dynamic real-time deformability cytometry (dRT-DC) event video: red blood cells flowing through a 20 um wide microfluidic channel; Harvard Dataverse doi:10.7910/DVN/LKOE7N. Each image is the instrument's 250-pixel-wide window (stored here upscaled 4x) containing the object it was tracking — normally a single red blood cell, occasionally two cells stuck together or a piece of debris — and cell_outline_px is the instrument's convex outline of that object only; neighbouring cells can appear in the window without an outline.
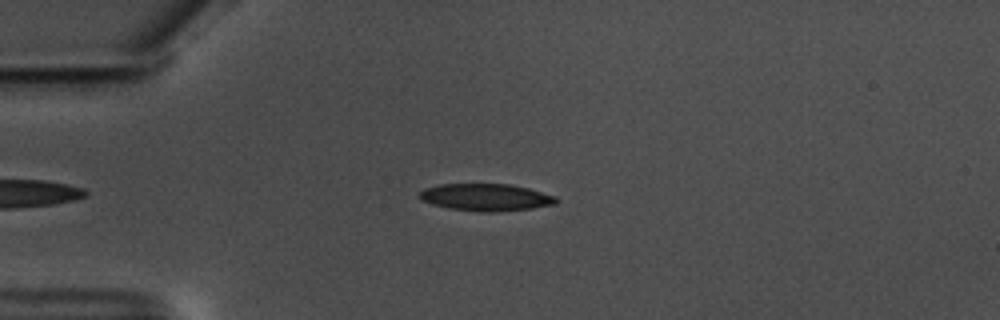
{"species": "common noctule bat (a hibernating species)", "species_latin": "Nyctalus noctula", "temperature_condition": "warm", "stored_images_in_passage": 44, "camera_frame_rate_fps": 3000, "um_per_image_px": 0.085, "animal": {"sex": "male", "body_mass_g": 17.5, "forearm_length_mm": 52.3}, "frame": {"image": 1, "passage_image": 6, "time_ms": 1.667, "image_size_px": [1000, 320], "cell_outline_px": [[560, 200], [556, 204], [532, 208], [496, 212], [484, 212], [448, 208], [432, 204], [420, 200], [420, 192], [424, 188], [440, 184], [508, 184], [528, 188], [556, 196]], "centroid_in_image_um": [41.32, 16.77], "position_along_channel_um": 43.7, "area_um2": 21.68}}
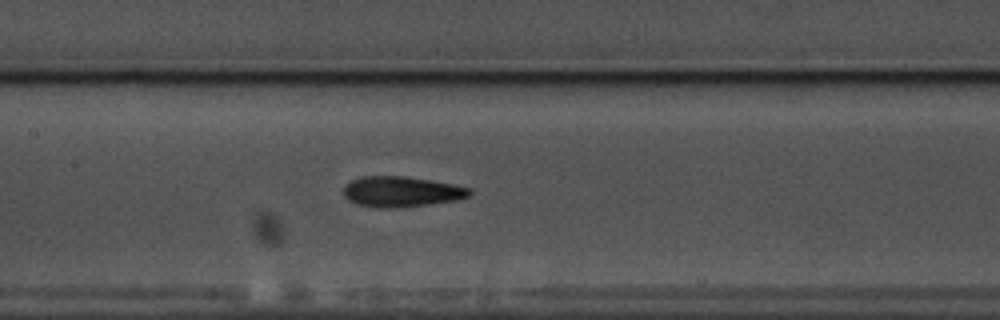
{"frame": {"image": 2, "passage_image": 19, "time_ms": 6.0, "image_size_px": [1000, 320], "cell_outline_px": [[472, 192], [468, 196], [456, 200], [428, 204], [396, 208], [376, 208], [356, 204], [348, 200], [344, 196], [344, 188], [352, 180], [360, 176], [404, 176], [452, 184], [468, 188]], "centroid_in_image_um": [34.07, 16.3], "position_along_channel_um": 173.3, "area_um2": 22.2}}
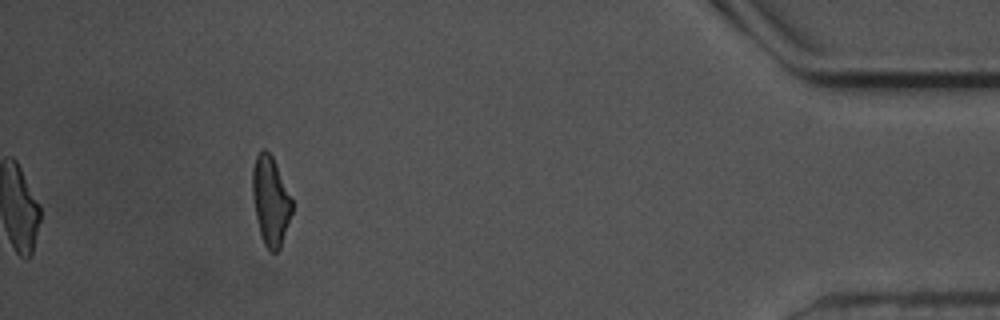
{"frame": {"image": 3, "passage_image": 44, "time_ms": 14.333, "image_size_px": [1000, 320], "cell_outline_px": [[292, 212], [280, 248], [276, 252], [272, 252], [264, 244], [260, 232], [256, 216], [252, 192], [252, 168], [256, 156], [264, 148], [272, 156], [276, 164], [292, 200]], "centroid_in_image_um": [22.99, 17.06], "position_along_channel_um": 412.2, "area_um2": 20.11}, "authors_computed_cell_mechanics": {"area_um2": 21.8484, "velocity_mm_per_s": 3.5592, "shape_relaxation_time_tau1_ms": 5.4594, "shape_relaxation_time_tau2_ms": 3.8691, "deformation_change_tau1": 0.1556, "deformation_change_tau2": 0.128}}